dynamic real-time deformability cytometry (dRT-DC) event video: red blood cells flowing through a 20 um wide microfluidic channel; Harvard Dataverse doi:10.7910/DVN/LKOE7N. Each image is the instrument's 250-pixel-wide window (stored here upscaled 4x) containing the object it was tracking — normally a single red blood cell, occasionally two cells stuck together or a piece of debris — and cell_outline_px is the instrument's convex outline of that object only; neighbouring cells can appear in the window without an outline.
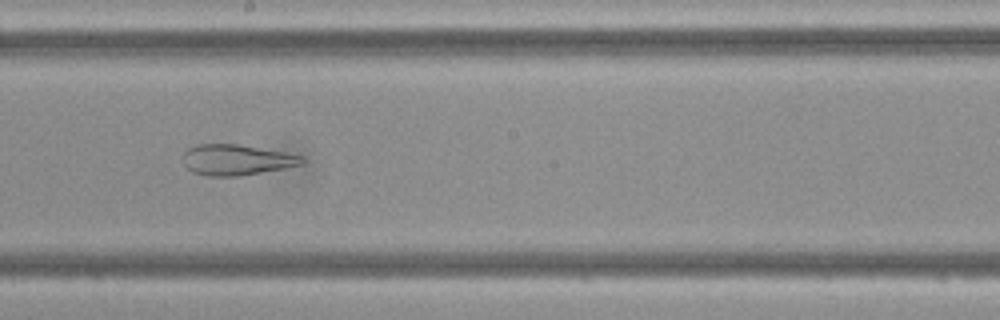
{"species": "Egyptian fruit bat (a non-hibernating species)", "species_latin": "Rousettus aegyptiacus", "temperature_condition": "cold", "stored_images_in_passage": 48, "camera_frame_rate_fps": 3000, "um_per_image_px": 0.085, "frame": {"image": 1, "passage_image": 26, "time_ms": 8.333, "image_size_px": [1000, 320], "cell_outline_px": [[304, 160], [300, 164], [284, 168], [240, 176], [208, 176], [192, 172], [184, 164], [184, 152], [188, 148], [196, 144], [236, 144], [284, 152], [304, 156]], "centroid_in_image_um": [20.07, 13.58], "position_along_channel_um": 228.1, "area_um2": 21.1}}
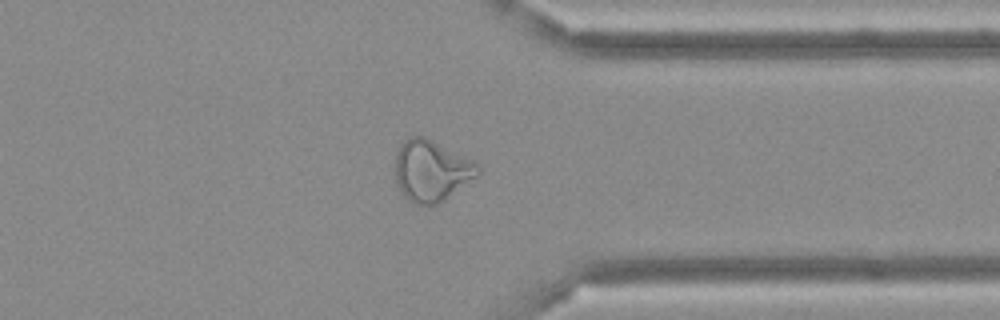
{"frame": {"image": 2, "passage_image": 37, "time_ms": 12.0, "image_size_px": [1000, 320], "cell_outline_px": [[480, 172], [448, 196], [436, 204], [428, 208], [416, 204], [408, 200], [400, 192], [396, 184], [396, 152], [400, 144], [404, 140], [412, 136], [424, 136], [480, 164]], "centroid_in_image_um": [36.62, 14.52], "position_along_channel_um": 374.8, "area_um2": 29.25}}
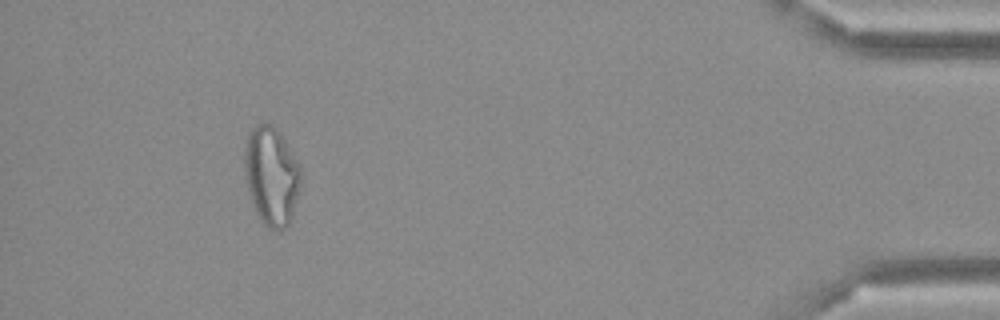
{"frame": {"image": 3, "passage_image": 44, "time_ms": 14.333, "image_size_px": [1000, 320], "cell_outline_px": [[300, 188], [292, 216], [288, 224], [284, 228], [268, 228], [260, 224], [248, 192], [244, 176], [244, 148], [248, 132], [256, 124], [272, 124], [280, 132], [300, 164]], "centroid_in_image_um": [23.05, 14.94], "position_along_channel_um": 412.2, "area_um2": 32.77}}